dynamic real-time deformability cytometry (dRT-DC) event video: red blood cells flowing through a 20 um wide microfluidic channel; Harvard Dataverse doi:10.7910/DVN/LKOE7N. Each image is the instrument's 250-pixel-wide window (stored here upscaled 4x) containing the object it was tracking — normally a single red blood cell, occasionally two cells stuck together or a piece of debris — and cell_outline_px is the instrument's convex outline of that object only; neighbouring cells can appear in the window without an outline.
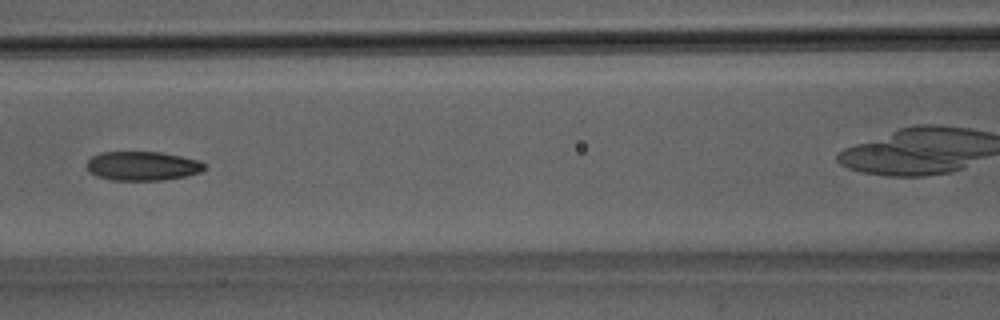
{"species": "Egyptian fruit bat (a non-hibernating species)", "species_latin": "Rousettus aegyptiacus", "temperature_condition": "room temperature", "stored_images_in_passage": 6, "camera_frame_rate_fps": 3000, "um_per_image_px": 0.085, "animal": {"sex": "male"}, "frame": {"image": 1, "passage_image": 4, "time_ms": 1.0, "image_size_px": [1000, 320], "cell_outline_px": [[204, 168], [200, 172], [188, 176], [164, 180], [112, 180], [96, 176], [88, 172], [84, 164], [92, 156], [100, 152], [160, 152], [200, 160], [204, 164]], "centroid_in_image_um": [12.06, 14.11], "position_along_channel_um": 154.5, "area_um2": 20.17}}